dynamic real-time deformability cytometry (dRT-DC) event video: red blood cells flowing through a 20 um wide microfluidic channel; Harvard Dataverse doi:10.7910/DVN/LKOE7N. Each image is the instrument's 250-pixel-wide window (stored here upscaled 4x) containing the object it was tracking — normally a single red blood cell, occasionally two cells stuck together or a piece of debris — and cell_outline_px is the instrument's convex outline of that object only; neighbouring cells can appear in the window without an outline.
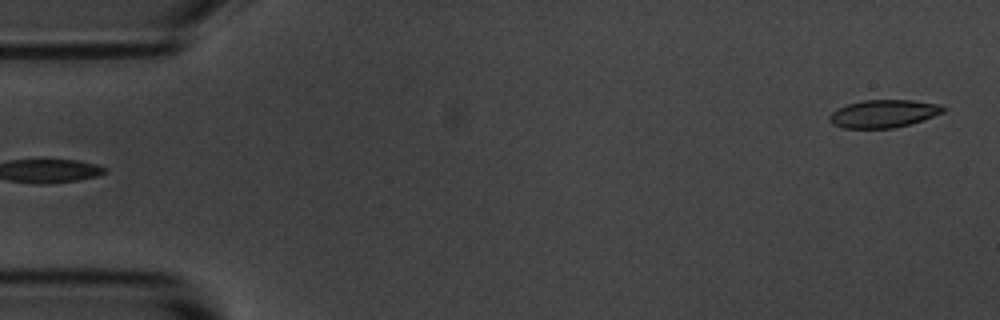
{"species": "common noctule bat (a hibernating species)", "species_latin": "Nyctalus noctula", "temperature_condition": "room temperature", "stored_images_in_passage": 5, "segment_of_instrument_passage": [2, 2], "camera_frame_rate_fps": 3000, "um_per_image_px": 0.085, "animal": {"sex": "male", "body_mass_g": 20.1, "forearm_length_mm": 53.5}, "frame": {"image": 1, "passage_image": 5, "time_ms": 1.333, "image_size_px": [1000, 320], "cell_outline_px": [[948, 108], [944, 112], [908, 124], [892, 128], [844, 128], [832, 124], [828, 120], [828, 116], [832, 112], [848, 104], [864, 100], [912, 100], [940, 104]], "centroid_in_image_um": [75.1, 9.65], "position_along_channel_um": 9.9, "area_um2": 18.26}}